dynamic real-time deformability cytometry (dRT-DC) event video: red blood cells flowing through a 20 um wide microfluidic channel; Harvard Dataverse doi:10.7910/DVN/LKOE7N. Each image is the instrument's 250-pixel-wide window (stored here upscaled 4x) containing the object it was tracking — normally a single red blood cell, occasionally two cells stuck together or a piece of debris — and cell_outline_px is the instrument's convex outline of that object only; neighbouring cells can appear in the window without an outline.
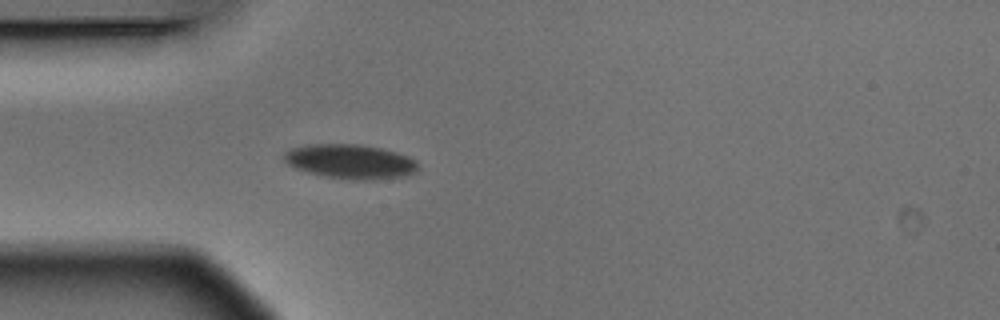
{"species": "Egyptian fruit bat (a non-hibernating species)", "species_latin": "Rousettus aegyptiacus", "temperature_condition": "warm", "stored_images_in_passage": 4, "camera_frame_rate_fps": 3000, "um_per_image_px": 0.085, "animal": {"sex": "male"}, "frame": {"image": 1, "passage_image": 4, "time_ms": 1.0, "image_size_px": [1000, 320], "cell_outline_px": [[416, 172], [404, 176], [372, 180], [352, 180], [324, 176], [308, 172], [296, 168], [288, 164], [284, 160], [284, 152], [292, 148], [304, 144], [356, 144], [380, 148], [396, 152], [408, 156], [416, 160]], "centroid_in_image_um": [29.76, 13.73], "position_along_channel_um": 55.2, "area_um2": 26.82}}